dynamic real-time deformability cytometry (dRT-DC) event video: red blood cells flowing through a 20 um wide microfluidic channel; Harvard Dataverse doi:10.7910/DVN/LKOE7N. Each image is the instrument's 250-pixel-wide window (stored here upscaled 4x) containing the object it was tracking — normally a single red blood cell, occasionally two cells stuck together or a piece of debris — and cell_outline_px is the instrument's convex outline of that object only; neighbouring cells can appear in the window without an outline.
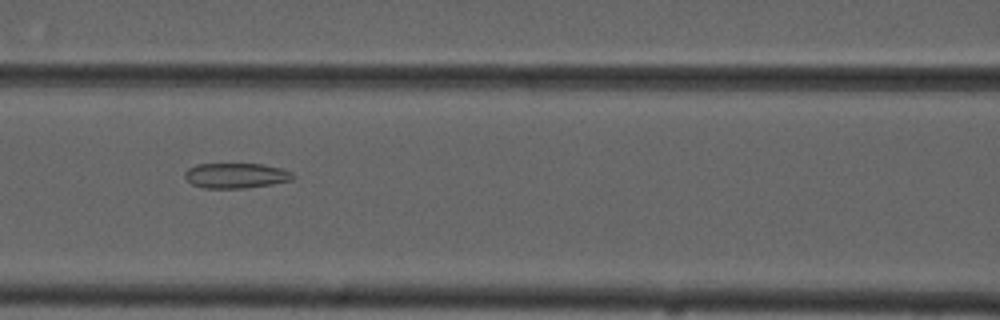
{"species": "common noctule bat (a hibernating species)", "species_latin": "Nyctalus noctula", "temperature_condition": "cold", "stored_images_in_passage": 10, "camera_frame_rate_fps": 3000, "um_per_image_px": 0.085, "animal": {"sex": "male", "forearm_length_mm": 52.5}, "frame": {"image": 1, "passage_image": 7, "time_ms": 7.0, "image_size_px": [1000, 320], "cell_outline_px": [[296, 176], [292, 180], [272, 184], [244, 188], [204, 188], [192, 184], [184, 176], [184, 172], [188, 168], [196, 164], [260, 164], [280, 168], [292, 172]], "centroid_in_image_um": [20.05, 14.92], "position_along_channel_um": 146.5, "area_um2": 15.84}}
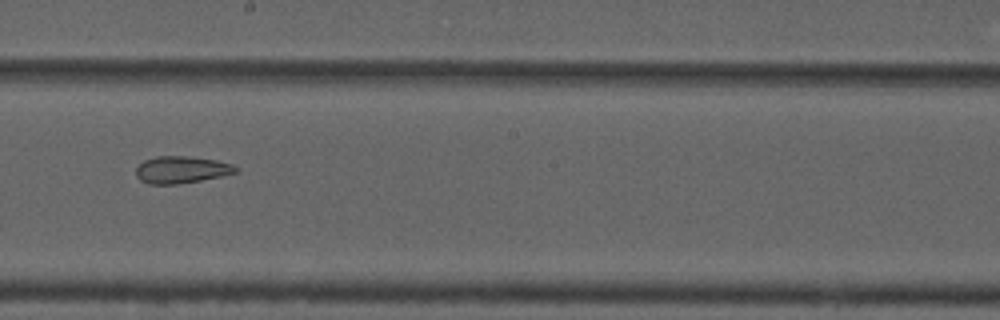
{"frame": {"image": 2, "passage_image": 9, "time_ms": 9.333, "image_size_px": [1000, 320], "cell_outline_px": [[240, 172], [200, 180], [176, 184], [148, 184], [140, 180], [136, 176], [136, 168], [144, 160], [156, 156], [188, 156], [216, 160], [232, 164], [240, 168]], "centroid_in_image_um": [15.44, 14.42], "position_along_channel_um": 232.8, "area_um2": 15.78}}
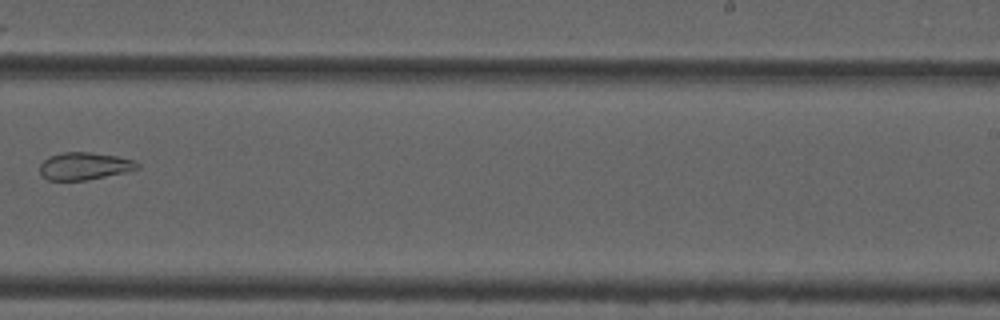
{"frame": {"image": 3, "passage_image": 10, "time_ms": 10.667, "image_size_px": [1000, 320], "cell_outline_px": [[140, 168], [124, 172], [88, 180], [48, 180], [40, 176], [40, 164], [48, 156], [64, 152], [88, 152], [116, 156], [136, 160], [140, 164]], "centroid_in_image_um": [7.17, 14.12], "position_along_channel_um": 281.8, "area_um2": 15.66}}